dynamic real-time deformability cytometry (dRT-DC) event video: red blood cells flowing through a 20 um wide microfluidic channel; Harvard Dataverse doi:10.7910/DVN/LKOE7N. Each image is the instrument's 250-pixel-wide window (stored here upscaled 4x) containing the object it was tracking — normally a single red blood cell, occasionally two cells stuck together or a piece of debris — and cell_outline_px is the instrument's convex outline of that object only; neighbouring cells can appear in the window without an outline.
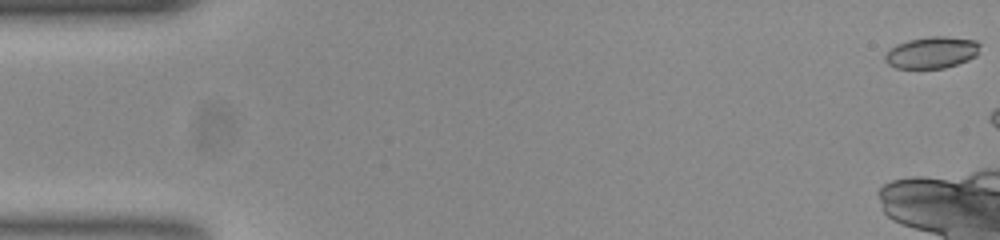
{"species": "common noctule bat (a hibernating species)", "species_latin": "Nyctalus noctula", "temperature_condition": "room temperature", "stored_images_in_passage": 6, "camera_frame_rate_fps": 3000, "um_per_image_px": 0.085, "animal": {"sex": "female", "body_mass_g": 23.0, "forearm_length_mm": 53.4}, "frame": {"image": 1, "passage_image": 1, "time_ms": 0.0, "image_size_px": [1000, 240], "cell_outline_px": [[980, 44], [976, 56], [968, 60], [944, 68], [896, 68], [888, 64], [884, 60], [884, 56], [896, 44], [908, 40], [928, 36], [944, 36], [976, 40]], "centroid_in_image_um": [79.2, 4.46], "position_along_channel_um": 5.8, "area_um2": 17.46}}